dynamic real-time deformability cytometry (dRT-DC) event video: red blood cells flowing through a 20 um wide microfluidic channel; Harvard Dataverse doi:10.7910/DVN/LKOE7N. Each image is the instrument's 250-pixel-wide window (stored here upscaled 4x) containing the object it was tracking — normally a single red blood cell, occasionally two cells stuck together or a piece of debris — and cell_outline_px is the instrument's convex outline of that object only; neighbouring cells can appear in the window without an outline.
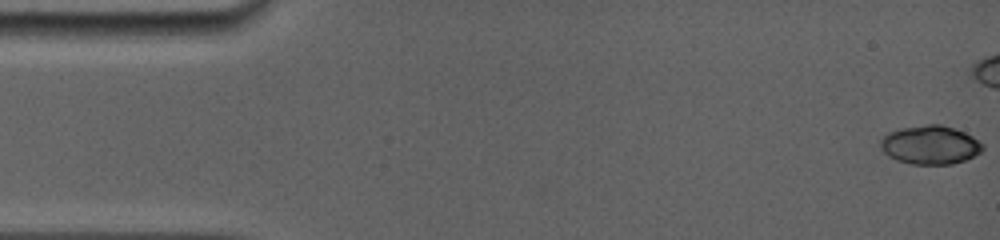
{"species": "common noctule bat (a hibernating species)", "species_latin": "Nyctalus noctula", "temperature_condition": "room temperature", "stored_images_in_passage": 23, "camera_frame_rate_fps": 5000, "um_per_image_px": 0.085, "animal": {"sex": "female", "body_mass_g": 19.0, "forearm_length_mm": 56.7}, "frame": {"image": 1, "passage_image": 1, "time_ms": 0.0, "image_size_px": [1000, 240], "cell_outline_px": [[984, 148], [980, 152], [964, 160], [952, 164], [912, 164], [896, 160], [888, 156], [880, 148], [880, 140], [888, 132], [900, 128], [928, 124], [940, 124], [964, 132], [972, 136], [984, 144]], "centroid_in_image_um": [79.04, 12.31], "position_along_channel_um": 6.0, "area_um2": 23.0}}